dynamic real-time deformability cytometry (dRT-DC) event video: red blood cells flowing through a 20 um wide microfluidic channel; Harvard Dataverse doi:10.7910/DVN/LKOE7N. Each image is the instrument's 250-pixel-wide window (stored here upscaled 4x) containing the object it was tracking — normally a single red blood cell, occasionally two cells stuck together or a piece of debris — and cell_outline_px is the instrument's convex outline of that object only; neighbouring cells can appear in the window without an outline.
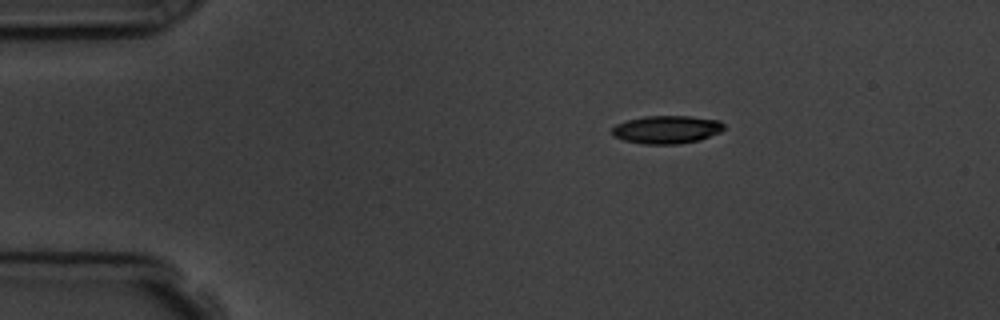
{"species": "common noctule bat (a hibernating species)", "species_latin": "Nyctalus noctula", "temperature_condition": "room temperature", "stored_images_in_passage": 3, "camera_frame_rate_fps": 3000, "um_per_image_px": 0.085, "animal": {"sex": "male", "body_mass_g": 19.5, "forearm_length_mm": 54.6}, "frame": {"image": 1, "passage_image": 1, "time_ms": 0.0, "image_size_px": [1000, 320], "cell_outline_px": [[724, 128], [720, 132], [700, 140], [680, 144], [644, 144], [624, 140], [612, 136], [612, 128], [616, 124], [628, 120], [644, 116], [692, 116], [720, 120], [724, 124]], "centroid_in_image_um": [56.68, 11.01], "position_along_channel_um": 28.3, "area_um2": 18.38}}
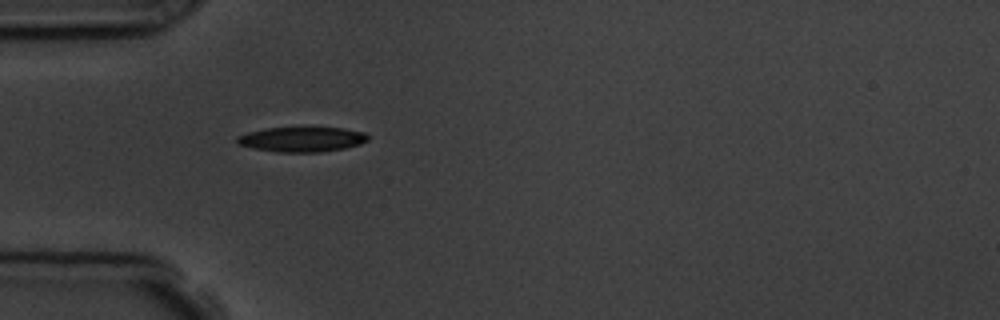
{"frame": {"image": 2, "passage_image": 3, "time_ms": 2.333, "image_size_px": [1000, 320], "cell_outline_px": [[368, 140], [360, 144], [344, 148], [320, 152], [276, 152], [252, 148], [236, 144], [236, 136], [248, 132], [268, 128], [344, 128], [364, 132], [368, 136]], "centroid_in_image_um": [25.63, 11.85], "position_along_channel_um": 59.4, "area_um2": 18.96}}